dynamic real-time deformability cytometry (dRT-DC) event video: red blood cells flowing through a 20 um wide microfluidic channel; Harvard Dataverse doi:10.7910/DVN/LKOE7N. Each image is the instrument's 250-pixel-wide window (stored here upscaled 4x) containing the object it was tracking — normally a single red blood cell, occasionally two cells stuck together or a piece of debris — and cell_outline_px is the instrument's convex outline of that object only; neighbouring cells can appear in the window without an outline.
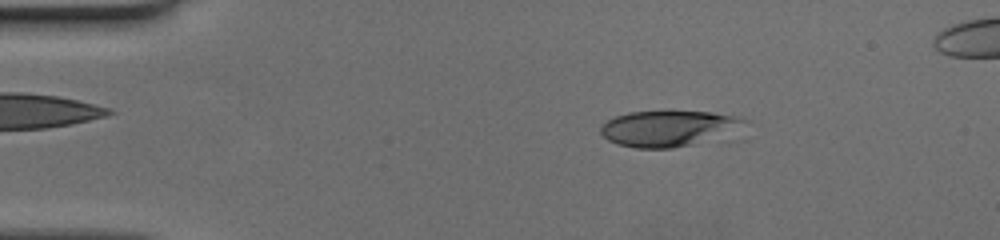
{"species": "human", "species_latin": "Homo sapiens", "temperature_condition": "cold", "stored_images_in_passage": 49, "camera_frame_rate_fps": 3000, "um_per_image_px": 0.085, "donor": {"sex": "female"}, "frame": {"image": 1, "passage_image": 8, "time_ms": 2.333, "image_size_px": [1000, 240], "cell_outline_px": [[752, 120], [744, 124], [724, 132], [692, 144], [672, 148], [636, 148], [616, 144], [608, 140], [600, 132], [600, 128], [608, 120], [616, 116], [628, 112], [712, 112], [736, 116]], "centroid_in_image_um": [56.7, 10.9], "position_along_channel_um": 28.3, "area_um2": 28.96}}
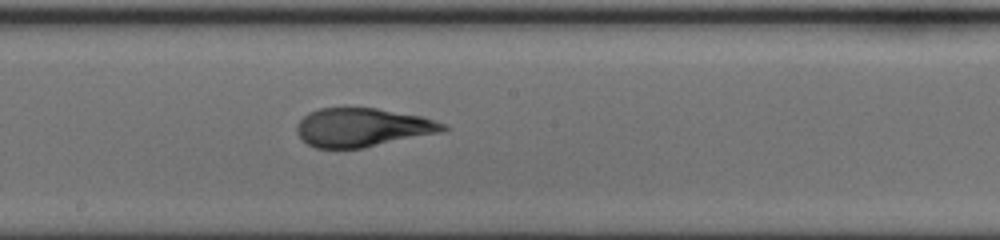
{"frame": {"image": 2, "passage_image": 27, "time_ms": 8.667, "image_size_px": [1000, 240], "cell_outline_px": [[448, 128], [444, 132], [364, 148], [316, 148], [308, 144], [296, 132], [296, 128], [300, 120], [308, 112], [320, 108], [376, 108], [420, 116], [448, 124]], "centroid_in_image_um": [30.85, 10.84], "position_along_channel_um": 217.4, "area_um2": 33.0}}
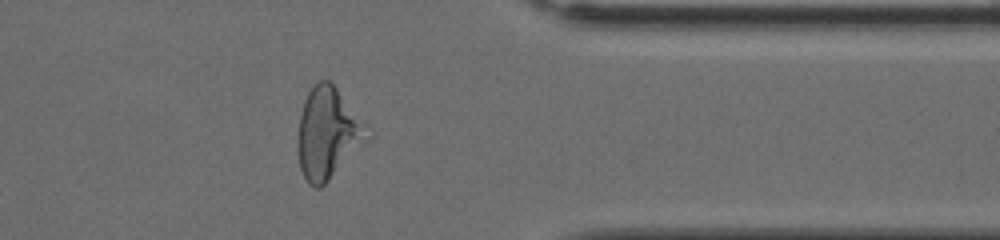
{"frame": {"image": 3, "passage_image": 40, "time_ms": 13.0, "image_size_px": [1000, 240], "cell_outline_px": [[372, 136], [320, 188], [316, 188], [308, 184], [300, 168], [296, 148], [296, 140], [300, 112], [304, 100], [308, 92], [320, 80], [328, 80], [336, 88]], "centroid_in_image_um": [27.8, 11.37], "position_along_channel_um": 383.6, "area_um2": 36.24}}